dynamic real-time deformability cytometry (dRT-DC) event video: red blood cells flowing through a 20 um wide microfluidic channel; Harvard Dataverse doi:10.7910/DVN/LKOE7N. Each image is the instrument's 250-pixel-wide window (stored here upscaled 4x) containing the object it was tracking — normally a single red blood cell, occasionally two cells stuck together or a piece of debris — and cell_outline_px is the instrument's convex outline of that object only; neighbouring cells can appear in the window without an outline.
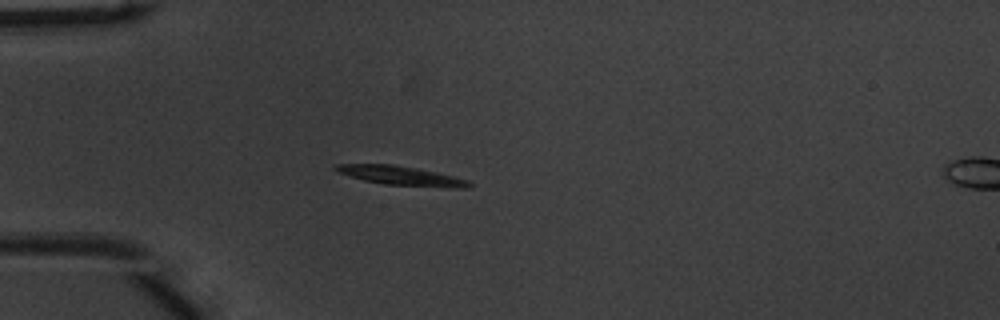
{"species": "common noctule bat (a hibernating species)", "species_latin": "Nyctalus noctula", "temperature_condition": "warm", "stored_images_in_passage": 52, "camera_frame_rate_fps": 3000, "um_per_image_px": 0.085, "animal": {"sex": "male", "body_mass_g": 20.1, "forearm_length_mm": 53.5}, "frame": {"image": 1, "passage_image": 15, "time_ms": 4.667, "image_size_px": [1000, 320], "cell_outline_px": [[472, 184], [468, 188], [452, 188], [384, 184], [364, 180], [336, 172], [332, 168], [336, 164], [392, 164], [416, 168], [452, 176], [468, 180]], "centroid_in_image_um": [34.06, 14.93], "position_along_channel_um": 50.9, "area_um2": 14.8}}
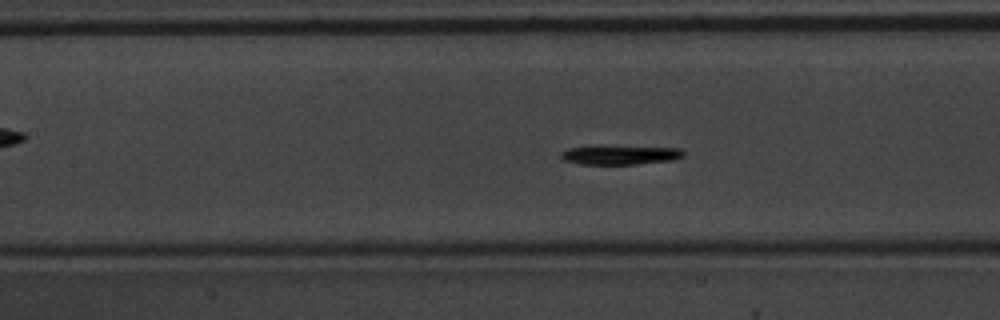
{"frame": {"image": 2, "passage_image": 24, "time_ms": 7.667, "image_size_px": [1000, 320], "cell_outline_px": [[684, 156], [676, 160], [636, 164], [580, 164], [564, 160], [560, 156], [560, 152], [568, 148], [680, 148], [684, 152]], "centroid_in_image_um": [52.75, 13.22], "position_along_channel_um": 154.6, "area_um2": 12.83}}
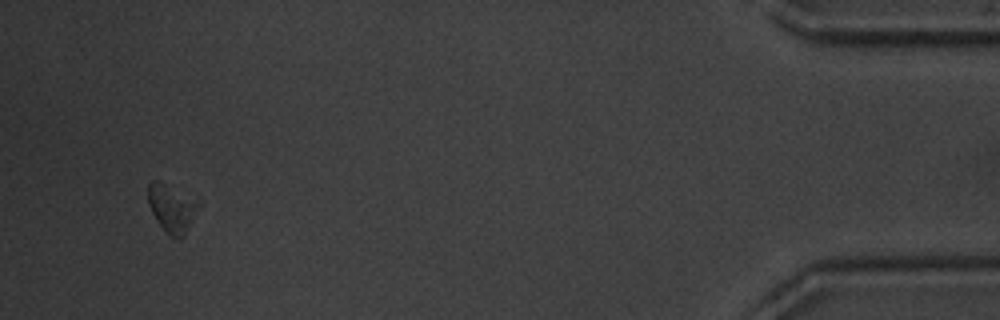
{"frame": {"image": 3, "passage_image": 50, "time_ms": 16.333, "image_size_px": [1000, 320], "cell_outline_px": [[200, 204], [184, 236], [176, 240], [168, 236], [156, 220], [148, 204], [148, 184], [152, 180], [160, 180]], "centroid_in_image_um": [14.55, 17.73], "position_along_channel_um": 420.7, "area_um2": 13.81}, "authors_computed_cell_mechanics": {"area_um2": 14.4211, "velocity_mm_per_s": 3.8992, "shape_relaxation_time_tau1_ms": 1.6228, "shape_relaxation_time_tau2_ms": null, "deformation_change_tau1": 0.1206, "deformation_change_tau2": null}}